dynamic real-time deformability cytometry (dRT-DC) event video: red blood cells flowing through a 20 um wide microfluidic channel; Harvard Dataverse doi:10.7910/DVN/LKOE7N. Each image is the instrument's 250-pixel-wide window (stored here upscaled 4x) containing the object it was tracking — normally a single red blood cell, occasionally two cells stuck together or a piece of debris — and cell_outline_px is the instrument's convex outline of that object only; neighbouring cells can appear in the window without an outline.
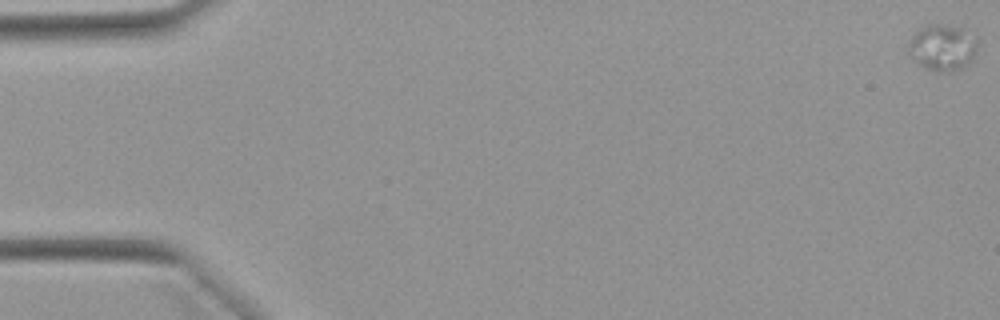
{"species": "Egyptian fruit bat (a non-hibernating species)", "species_latin": "Rousettus aegyptiacus", "temperature_condition": "warm", "stored_images_in_passage": 9, "camera_frame_rate_fps": 3000, "um_per_image_px": 0.085, "animal": {"sex": "female"}, "frame": {"image": 1, "passage_image": 1, "time_ms": 0.0, "image_size_px": [1000, 320], "cell_outline_px": [[976, 52], [972, 60], [960, 68], [940, 72], [924, 68], [916, 64], [908, 48], [908, 40], [920, 28], [928, 24], [944, 24], [964, 28], [976, 36]], "centroid_in_image_um": [80.1, 4.01], "position_along_channel_um": 4.9, "area_um2": 18.67}}